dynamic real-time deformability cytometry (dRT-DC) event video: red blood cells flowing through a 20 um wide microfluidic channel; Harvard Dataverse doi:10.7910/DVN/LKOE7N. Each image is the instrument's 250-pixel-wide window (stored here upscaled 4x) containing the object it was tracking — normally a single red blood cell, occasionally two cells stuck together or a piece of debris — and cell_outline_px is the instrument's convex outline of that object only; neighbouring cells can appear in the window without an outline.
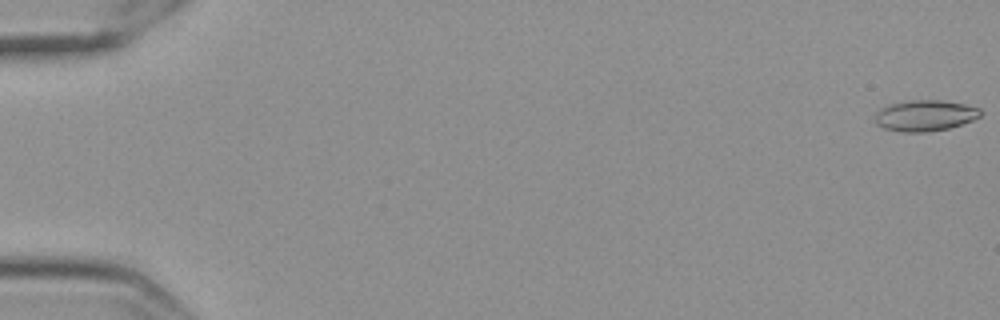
{"species": "Egyptian fruit bat (a non-hibernating species)", "species_latin": "Rousettus aegyptiacus", "temperature_condition": "cold", "stored_images_in_passage": 19, "camera_frame_rate_fps": 3000, "um_per_image_px": 0.085, "frame": {"image": 1, "passage_image": 1, "time_ms": 0.0, "image_size_px": [1000, 320], "cell_outline_px": [[980, 116], [972, 120], [948, 128], [924, 132], [904, 132], [884, 128], [876, 124], [876, 112], [880, 108], [888, 104], [912, 100], [944, 100], [964, 104], [980, 108]], "centroid_in_image_um": [78.6, 9.81], "position_along_channel_um": 6.4, "area_um2": 18.9}}
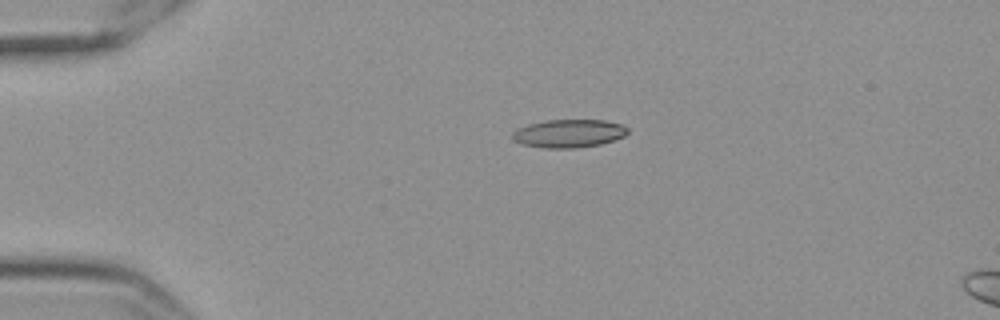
{"frame": {"image": 2, "passage_image": 14, "time_ms": 4.333, "image_size_px": [1000, 320], "cell_outline_px": [[628, 132], [624, 136], [600, 144], [576, 148], [544, 148], [524, 144], [512, 140], [512, 132], [528, 124], [544, 120], [604, 120], [620, 124], [628, 128]], "centroid_in_image_um": [48.33, 11.34], "position_along_channel_um": 36.7, "area_um2": 18.79}}